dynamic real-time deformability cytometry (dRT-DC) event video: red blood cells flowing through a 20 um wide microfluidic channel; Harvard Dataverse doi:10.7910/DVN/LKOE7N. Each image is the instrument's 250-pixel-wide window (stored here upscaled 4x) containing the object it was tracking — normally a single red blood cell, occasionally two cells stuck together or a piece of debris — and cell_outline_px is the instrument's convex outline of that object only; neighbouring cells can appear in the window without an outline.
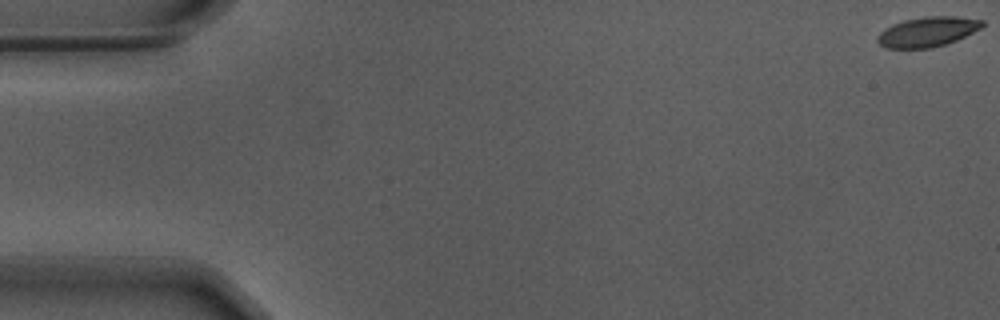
{"species": "Egyptian fruit bat (a non-hibernating species)", "species_latin": "Rousettus aegyptiacus", "temperature_condition": "warm", "stored_images_in_passage": 7, "camera_frame_rate_fps": 3000, "um_per_image_px": 0.085, "animal": {"sex": "male"}, "frame": {"image": 1, "passage_image": 1, "time_ms": 0.0, "image_size_px": [1000, 320], "cell_outline_px": [[984, 28], [956, 40], [932, 48], [884, 48], [876, 40], [876, 36], [880, 32], [892, 24], [904, 20], [924, 16], [956, 16], [984, 20]], "centroid_in_image_um": [78.86, 2.69], "position_along_channel_um": 6.1, "area_um2": 18.44}}